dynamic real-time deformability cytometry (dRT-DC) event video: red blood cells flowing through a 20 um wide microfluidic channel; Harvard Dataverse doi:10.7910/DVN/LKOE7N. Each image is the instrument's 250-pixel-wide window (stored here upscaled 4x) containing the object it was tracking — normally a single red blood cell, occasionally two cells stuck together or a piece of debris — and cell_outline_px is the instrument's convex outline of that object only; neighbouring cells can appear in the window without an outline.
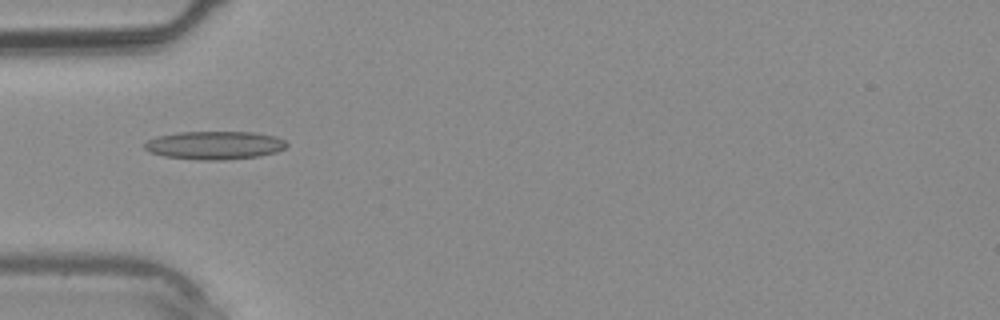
{"species": "common noctule bat (a hibernating species)", "species_latin": "Nyctalus noctula", "temperature_condition": "warm", "stored_images_in_passage": 39, "camera_frame_rate_fps": 3000, "um_per_image_px": 0.085, "animal": {"sex": "male", "body_mass_g": 20.4}, "frame": {"image": 1, "passage_image": 12, "time_ms": 3.667, "image_size_px": [1000, 320], "cell_outline_px": [[288, 144], [284, 148], [276, 152], [260, 156], [224, 160], [196, 160], [164, 156], [148, 152], [144, 148], [144, 144], [148, 140], [156, 136], [180, 132], [252, 132], [276, 136], [284, 140]], "centroid_in_image_um": [18.23, 12.35], "position_along_channel_um": 66.8, "area_um2": 23.52}}
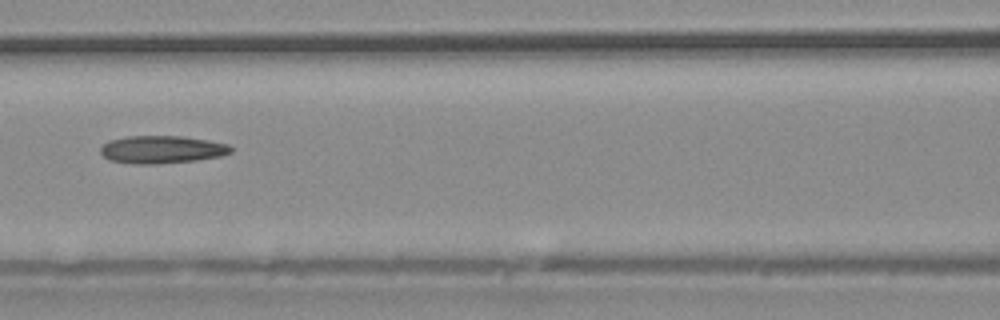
{"frame": {"image": 2, "passage_image": 17, "time_ms": 5.333, "image_size_px": [1000, 320], "cell_outline_px": [[232, 152], [220, 156], [196, 160], [156, 164], [132, 164], [108, 160], [100, 152], [100, 148], [108, 140], [128, 136], [180, 136], [208, 140], [228, 144], [232, 148]], "centroid_in_image_um": [13.73, 12.71], "position_along_channel_um": 152.9, "area_um2": 21.1}}